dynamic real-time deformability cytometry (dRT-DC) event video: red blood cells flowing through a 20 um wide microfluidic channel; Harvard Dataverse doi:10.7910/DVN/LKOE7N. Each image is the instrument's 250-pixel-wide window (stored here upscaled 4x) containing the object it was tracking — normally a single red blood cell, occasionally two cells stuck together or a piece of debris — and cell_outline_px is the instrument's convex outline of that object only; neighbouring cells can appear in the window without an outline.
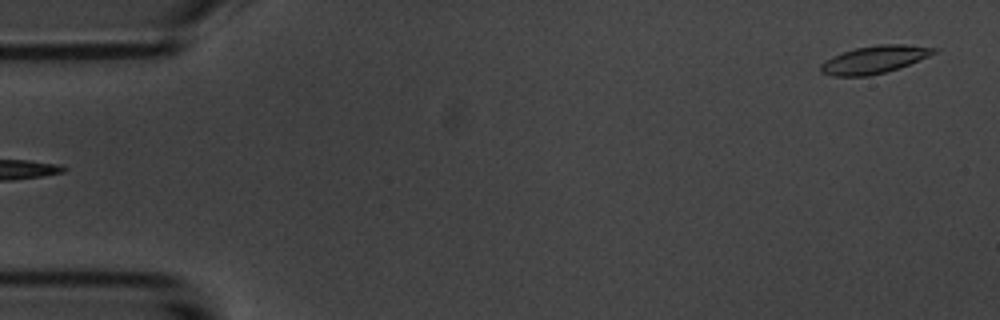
{"species": "common noctule bat (a hibernating species)", "species_latin": "Nyctalus noctula", "temperature_condition": "room temperature", "stored_images_in_passage": 4, "camera_frame_rate_fps": 3000, "um_per_image_px": 0.085, "animal": {"sex": "male", "body_mass_g": 20.1, "forearm_length_mm": 53.5}, "frame": {"image": 1, "passage_image": 4, "time_ms": 3.333, "image_size_px": [1000, 320], "cell_outline_px": [[940, 48], [936, 52], [928, 56], [908, 64], [884, 72], [868, 76], [832, 76], [820, 72], [820, 64], [832, 56], [856, 48], [876, 44], [904, 44]], "centroid_in_image_um": [74.3, 5.05], "position_along_channel_um": 10.7, "area_um2": 18.03}}